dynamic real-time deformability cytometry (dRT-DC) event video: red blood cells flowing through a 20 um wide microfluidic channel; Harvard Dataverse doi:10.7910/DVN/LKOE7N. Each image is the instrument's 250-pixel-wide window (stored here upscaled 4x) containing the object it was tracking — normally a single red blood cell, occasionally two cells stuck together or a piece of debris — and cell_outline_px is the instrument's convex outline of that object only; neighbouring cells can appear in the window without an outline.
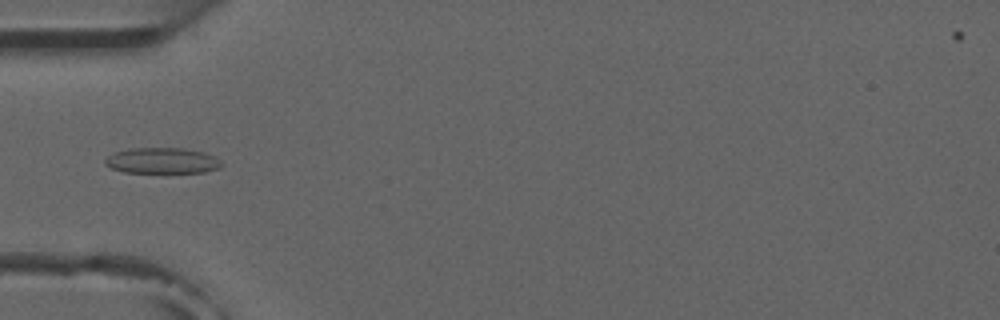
{"species": "common noctule bat (a hibernating species)", "species_latin": "Nyctalus noctula", "temperature_condition": "room temperature", "stored_images_in_passage": 5, "camera_frame_rate_fps": 3000, "um_per_image_px": 0.085, "animal": {"sex": "male", "forearm_length_mm": 52.5}, "frame": {"image": 1, "passage_image": 4, "time_ms": 3.333, "image_size_px": [1000, 320], "cell_outline_px": [[224, 164], [220, 168], [204, 172], [124, 172], [112, 168], [104, 164], [104, 160], [108, 156], [116, 152], [128, 148], [184, 148], [204, 152], [216, 156]], "centroid_in_image_um": [13.82, 13.65], "position_along_channel_um": 71.2, "area_um2": 17.57}}
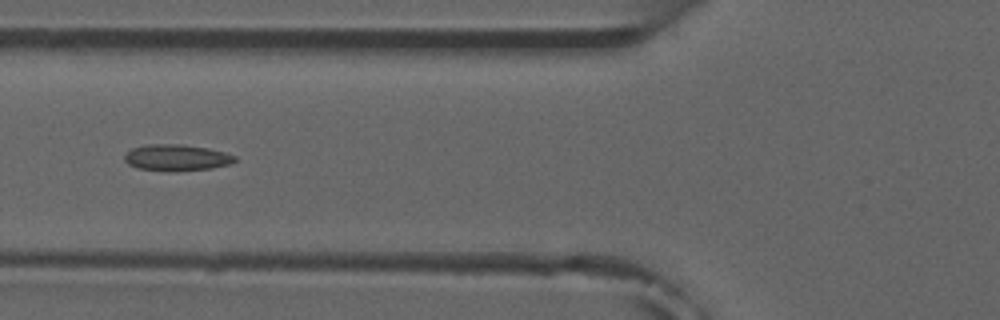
{"frame": {"image": 2, "passage_image": 5, "time_ms": 4.333, "image_size_px": [1000, 320], "cell_outline_px": [[236, 160], [232, 164], [212, 168], [176, 172], [172, 172], [136, 168], [128, 164], [124, 160], [124, 156], [132, 148], [148, 144], [180, 144], [208, 148], [224, 152], [236, 156]], "centroid_in_image_um": [15.02, 13.41], "position_along_channel_um": 110.8, "area_um2": 17.17}}